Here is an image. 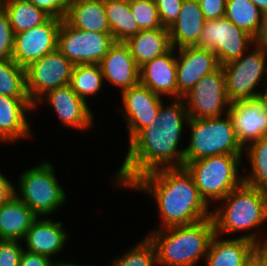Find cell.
Masks as SVG:
<instances>
[{
    "label": "cell",
    "mask_w": 267,
    "mask_h": 266,
    "mask_svg": "<svg viewBox=\"0 0 267 266\" xmlns=\"http://www.w3.org/2000/svg\"><path fill=\"white\" fill-rule=\"evenodd\" d=\"M189 119L183 98L164 107L154 122L141 129L130 141L127 156L117 171V185L129 187L140 176L162 168L184 166V150H177L183 122ZM175 160V161H174Z\"/></svg>",
    "instance_id": "1"
},
{
    "label": "cell",
    "mask_w": 267,
    "mask_h": 266,
    "mask_svg": "<svg viewBox=\"0 0 267 266\" xmlns=\"http://www.w3.org/2000/svg\"><path fill=\"white\" fill-rule=\"evenodd\" d=\"M152 194L163 225H190L211 217L192 176L184 167L160 168L137 178L130 186Z\"/></svg>",
    "instance_id": "2"
},
{
    "label": "cell",
    "mask_w": 267,
    "mask_h": 266,
    "mask_svg": "<svg viewBox=\"0 0 267 266\" xmlns=\"http://www.w3.org/2000/svg\"><path fill=\"white\" fill-rule=\"evenodd\" d=\"M161 229L154 231L148 238L154 245L157 265L165 266L196 265L200 257L207 255L215 235L211 217L190 225Z\"/></svg>",
    "instance_id": "3"
},
{
    "label": "cell",
    "mask_w": 267,
    "mask_h": 266,
    "mask_svg": "<svg viewBox=\"0 0 267 266\" xmlns=\"http://www.w3.org/2000/svg\"><path fill=\"white\" fill-rule=\"evenodd\" d=\"M220 201L223 208L211 212L216 235L256 229L267 220V189L243 182Z\"/></svg>",
    "instance_id": "4"
},
{
    "label": "cell",
    "mask_w": 267,
    "mask_h": 266,
    "mask_svg": "<svg viewBox=\"0 0 267 266\" xmlns=\"http://www.w3.org/2000/svg\"><path fill=\"white\" fill-rule=\"evenodd\" d=\"M223 118H189L191 138L184 148V162H191L221 154L242 155L243 147L238 142L233 122L228 113Z\"/></svg>",
    "instance_id": "5"
},
{
    "label": "cell",
    "mask_w": 267,
    "mask_h": 266,
    "mask_svg": "<svg viewBox=\"0 0 267 266\" xmlns=\"http://www.w3.org/2000/svg\"><path fill=\"white\" fill-rule=\"evenodd\" d=\"M241 157L242 155H215L184 162L183 167L192 176L201 197L210 205L209 199L222 200L244 182L238 171Z\"/></svg>",
    "instance_id": "6"
},
{
    "label": "cell",
    "mask_w": 267,
    "mask_h": 266,
    "mask_svg": "<svg viewBox=\"0 0 267 266\" xmlns=\"http://www.w3.org/2000/svg\"><path fill=\"white\" fill-rule=\"evenodd\" d=\"M53 171L52 164L44 162L25 171L19 178L21 197L16 190L15 196L37 216L52 214L65 202L66 194Z\"/></svg>",
    "instance_id": "7"
},
{
    "label": "cell",
    "mask_w": 267,
    "mask_h": 266,
    "mask_svg": "<svg viewBox=\"0 0 267 266\" xmlns=\"http://www.w3.org/2000/svg\"><path fill=\"white\" fill-rule=\"evenodd\" d=\"M256 49L222 65L226 95L230 103L262 97L256 92L258 82L267 74V47L255 44Z\"/></svg>",
    "instance_id": "8"
},
{
    "label": "cell",
    "mask_w": 267,
    "mask_h": 266,
    "mask_svg": "<svg viewBox=\"0 0 267 266\" xmlns=\"http://www.w3.org/2000/svg\"><path fill=\"white\" fill-rule=\"evenodd\" d=\"M255 38L226 17L205 20L198 43L200 49L212 50L222 66L240 58Z\"/></svg>",
    "instance_id": "9"
},
{
    "label": "cell",
    "mask_w": 267,
    "mask_h": 266,
    "mask_svg": "<svg viewBox=\"0 0 267 266\" xmlns=\"http://www.w3.org/2000/svg\"><path fill=\"white\" fill-rule=\"evenodd\" d=\"M114 43L111 33L80 30L62 19L57 49L74 65L99 64Z\"/></svg>",
    "instance_id": "10"
},
{
    "label": "cell",
    "mask_w": 267,
    "mask_h": 266,
    "mask_svg": "<svg viewBox=\"0 0 267 266\" xmlns=\"http://www.w3.org/2000/svg\"><path fill=\"white\" fill-rule=\"evenodd\" d=\"M73 67L74 64L56 49L25 68L26 91L34 109L47 92L69 84Z\"/></svg>",
    "instance_id": "11"
},
{
    "label": "cell",
    "mask_w": 267,
    "mask_h": 266,
    "mask_svg": "<svg viewBox=\"0 0 267 266\" xmlns=\"http://www.w3.org/2000/svg\"><path fill=\"white\" fill-rule=\"evenodd\" d=\"M188 117L195 119L220 117L228 113L230 102L226 95L225 75L220 66L216 71L203 76L183 97ZM226 110H223L225 108Z\"/></svg>",
    "instance_id": "12"
},
{
    "label": "cell",
    "mask_w": 267,
    "mask_h": 266,
    "mask_svg": "<svg viewBox=\"0 0 267 266\" xmlns=\"http://www.w3.org/2000/svg\"><path fill=\"white\" fill-rule=\"evenodd\" d=\"M62 19L50 17L43 24L15 34L12 60L26 68L30 63L57 49Z\"/></svg>",
    "instance_id": "13"
},
{
    "label": "cell",
    "mask_w": 267,
    "mask_h": 266,
    "mask_svg": "<svg viewBox=\"0 0 267 266\" xmlns=\"http://www.w3.org/2000/svg\"><path fill=\"white\" fill-rule=\"evenodd\" d=\"M228 114L243 148L246 143L267 137V104L262 97L230 103Z\"/></svg>",
    "instance_id": "14"
},
{
    "label": "cell",
    "mask_w": 267,
    "mask_h": 266,
    "mask_svg": "<svg viewBox=\"0 0 267 266\" xmlns=\"http://www.w3.org/2000/svg\"><path fill=\"white\" fill-rule=\"evenodd\" d=\"M177 98H182L205 75L216 71L221 65L212 50L196 46L178 48Z\"/></svg>",
    "instance_id": "15"
},
{
    "label": "cell",
    "mask_w": 267,
    "mask_h": 266,
    "mask_svg": "<svg viewBox=\"0 0 267 266\" xmlns=\"http://www.w3.org/2000/svg\"><path fill=\"white\" fill-rule=\"evenodd\" d=\"M121 94L124 104L123 115L128 123L130 141L141 129L154 122L162 99L140 83L121 91Z\"/></svg>",
    "instance_id": "16"
},
{
    "label": "cell",
    "mask_w": 267,
    "mask_h": 266,
    "mask_svg": "<svg viewBox=\"0 0 267 266\" xmlns=\"http://www.w3.org/2000/svg\"><path fill=\"white\" fill-rule=\"evenodd\" d=\"M256 233L245 234L233 239H211L206 261L208 266H245L255 255L258 243ZM257 239V240H256Z\"/></svg>",
    "instance_id": "17"
},
{
    "label": "cell",
    "mask_w": 267,
    "mask_h": 266,
    "mask_svg": "<svg viewBox=\"0 0 267 266\" xmlns=\"http://www.w3.org/2000/svg\"><path fill=\"white\" fill-rule=\"evenodd\" d=\"M47 96L62 124L85 130L93 124V114L85 100L80 98L70 87L64 85L47 92L39 101Z\"/></svg>",
    "instance_id": "18"
},
{
    "label": "cell",
    "mask_w": 267,
    "mask_h": 266,
    "mask_svg": "<svg viewBox=\"0 0 267 266\" xmlns=\"http://www.w3.org/2000/svg\"><path fill=\"white\" fill-rule=\"evenodd\" d=\"M104 78L122 91L140 81V68L124 42H115L99 63Z\"/></svg>",
    "instance_id": "19"
},
{
    "label": "cell",
    "mask_w": 267,
    "mask_h": 266,
    "mask_svg": "<svg viewBox=\"0 0 267 266\" xmlns=\"http://www.w3.org/2000/svg\"><path fill=\"white\" fill-rule=\"evenodd\" d=\"M174 47L140 67V81L155 94L177 98V63ZM162 94V95H161Z\"/></svg>",
    "instance_id": "20"
},
{
    "label": "cell",
    "mask_w": 267,
    "mask_h": 266,
    "mask_svg": "<svg viewBox=\"0 0 267 266\" xmlns=\"http://www.w3.org/2000/svg\"><path fill=\"white\" fill-rule=\"evenodd\" d=\"M34 110L29 98L0 95V142L18 141L30 136V125L25 111Z\"/></svg>",
    "instance_id": "21"
},
{
    "label": "cell",
    "mask_w": 267,
    "mask_h": 266,
    "mask_svg": "<svg viewBox=\"0 0 267 266\" xmlns=\"http://www.w3.org/2000/svg\"><path fill=\"white\" fill-rule=\"evenodd\" d=\"M62 222H52L50 219L38 217L27 230L23 239L27 244V251L49 257L62 250L68 235L62 228Z\"/></svg>",
    "instance_id": "22"
},
{
    "label": "cell",
    "mask_w": 267,
    "mask_h": 266,
    "mask_svg": "<svg viewBox=\"0 0 267 266\" xmlns=\"http://www.w3.org/2000/svg\"><path fill=\"white\" fill-rule=\"evenodd\" d=\"M204 22L198 0H184L176 21L168 28L172 47L195 46Z\"/></svg>",
    "instance_id": "23"
},
{
    "label": "cell",
    "mask_w": 267,
    "mask_h": 266,
    "mask_svg": "<svg viewBox=\"0 0 267 266\" xmlns=\"http://www.w3.org/2000/svg\"><path fill=\"white\" fill-rule=\"evenodd\" d=\"M64 20L80 30L110 33L103 0H70Z\"/></svg>",
    "instance_id": "24"
},
{
    "label": "cell",
    "mask_w": 267,
    "mask_h": 266,
    "mask_svg": "<svg viewBox=\"0 0 267 266\" xmlns=\"http://www.w3.org/2000/svg\"><path fill=\"white\" fill-rule=\"evenodd\" d=\"M124 43L128 46L139 68L172 48L169 30L165 27L140 30Z\"/></svg>",
    "instance_id": "25"
},
{
    "label": "cell",
    "mask_w": 267,
    "mask_h": 266,
    "mask_svg": "<svg viewBox=\"0 0 267 266\" xmlns=\"http://www.w3.org/2000/svg\"><path fill=\"white\" fill-rule=\"evenodd\" d=\"M38 216L15 195L0 205V240H21Z\"/></svg>",
    "instance_id": "26"
},
{
    "label": "cell",
    "mask_w": 267,
    "mask_h": 266,
    "mask_svg": "<svg viewBox=\"0 0 267 266\" xmlns=\"http://www.w3.org/2000/svg\"><path fill=\"white\" fill-rule=\"evenodd\" d=\"M110 33L115 42H125L140 29L131 13L129 1L103 0Z\"/></svg>",
    "instance_id": "27"
},
{
    "label": "cell",
    "mask_w": 267,
    "mask_h": 266,
    "mask_svg": "<svg viewBox=\"0 0 267 266\" xmlns=\"http://www.w3.org/2000/svg\"><path fill=\"white\" fill-rule=\"evenodd\" d=\"M1 7L10 19L14 35L39 26L50 18L29 0H1Z\"/></svg>",
    "instance_id": "28"
},
{
    "label": "cell",
    "mask_w": 267,
    "mask_h": 266,
    "mask_svg": "<svg viewBox=\"0 0 267 266\" xmlns=\"http://www.w3.org/2000/svg\"><path fill=\"white\" fill-rule=\"evenodd\" d=\"M263 12L250 0H227L225 15L237 27L257 37L263 19Z\"/></svg>",
    "instance_id": "29"
},
{
    "label": "cell",
    "mask_w": 267,
    "mask_h": 266,
    "mask_svg": "<svg viewBox=\"0 0 267 266\" xmlns=\"http://www.w3.org/2000/svg\"><path fill=\"white\" fill-rule=\"evenodd\" d=\"M104 76L99 64L74 65L69 85L83 100L96 95L104 83Z\"/></svg>",
    "instance_id": "30"
},
{
    "label": "cell",
    "mask_w": 267,
    "mask_h": 266,
    "mask_svg": "<svg viewBox=\"0 0 267 266\" xmlns=\"http://www.w3.org/2000/svg\"><path fill=\"white\" fill-rule=\"evenodd\" d=\"M0 95L29 98L26 91L25 68L12 59L0 60Z\"/></svg>",
    "instance_id": "31"
},
{
    "label": "cell",
    "mask_w": 267,
    "mask_h": 266,
    "mask_svg": "<svg viewBox=\"0 0 267 266\" xmlns=\"http://www.w3.org/2000/svg\"><path fill=\"white\" fill-rule=\"evenodd\" d=\"M249 144L246 152L251 163L252 175L244 176V183L267 189V137Z\"/></svg>",
    "instance_id": "32"
},
{
    "label": "cell",
    "mask_w": 267,
    "mask_h": 266,
    "mask_svg": "<svg viewBox=\"0 0 267 266\" xmlns=\"http://www.w3.org/2000/svg\"><path fill=\"white\" fill-rule=\"evenodd\" d=\"M130 10L140 30L163 27L155 0H129Z\"/></svg>",
    "instance_id": "33"
},
{
    "label": "cell",
    "mask_w": 267,
    "mask_h": 266,
    "mask_svg": "<svg viewBox=\"0 0 267 266\" xmlns=\"http://www.w3.org/2000/svg\"><path fill=\"white\" fill-rule=\"evenodd\" d=\"M137 245L123 257L115 260L113 266H154L157 264L156 251L148 237Z\"/></svg>",
    "instance_id": "34"
},
{
    "label": "cell",
    "mask_w": 267,
    "mask_h": 266,
    "mask_svg": "<svg viewBox=\"0 0 267 266\" xmlns=\"http://www.w3.org/2000/svg\"><path fill=\"white\" fill-rule=\"evenodd\" d=\"M14 36L10 19L0 6V60L12 59Z\"/></svg>",
    "instance_id": "35"
},
{
    "label": "cell",
    "mask_w": 267,
    "mask_h": 266,
    "mask_svg": "<svg viewBox=\"0 0 267 266\" xmlns=\"http://www.w3.org/2000/svg\"><path fill=\"white\" fill-rule=\"evenodd\" d=\"M184 0H155L163 27L169 28L177 19Z\"/></svg>",
    "instance_id": "36"
},
{
    "label": "cell",
    "mask_w": 267,
    "mask_h": 266,
    "mask_svg": "<svg viewBox=\"0 0 267 266\" xmlns=\"http://www.w3.org/2000/svg\"><path fill=\"white\" fill-rule=\"evenodd\" d=\"M23 250L19 240H0V266H18Z\"/></svg>",
    "instance_id": "37"
},
{
    "label": "cell",
    "mask_w": 267,
    "mask_h": 266,
    "mask_svg": "<svg viewBox=\"0 0 267 266\" xmlns=\"http://www.w3.org/2000/svg\"><path fill=\"white\" fill-rule=\"evenodd\" d=\"M50 17L64 19L70 0H29Z\"/></svg>",
    "instance_id": "38"
},
{
    "label": "cell",
    "mask_w": 267,
    "mask_h": 266,
    "mask_svg": "<svg viewBox=\"0 0 267 266\" xmlns=\"http://www.w3.org/2000/svg\"><path fill=\"white\" fill-rule=\"evenodd\" d=\"M227 0H198L205 20L222 18Z\"/></svg>",
    "instance_id": "39"
},
{
    "label": "cell",
    "mask_w": 267,
    "mask_h": 266,
    "mask_svg": "<svg viewBox=\"0 0 267 266\" xmlns=\"http://www.w3.org/2000/svg\"><path fill=\"white\" fill-rule=\"evenodd\" d=\"M51 263L49 257L23 250L18 266H50Z\"/></svg>",
    "instance_id": "40"
},
{
    "label": "cell",
    "mask_w": 267,
    "mask_h": 266,
    "mask_svg": "<svg viewBox=\"0 0 267 266\" xmlns=\"http://www.w3.org/2000/svg\"><path fill=\"white\" fill-rule=\"evenodd\" d=\"M14 195L15 187L0 173V205L9 201Z\"/></svg>",
    "instance_id": "41"
},
{
    "label": "cell",
    "mask_w": 267,
    "mask_h": 266,
    "mask_svg": "<svg viewBox=\"0 0 267 266\" xmlns=\"http://www.w3.org/2000/svg\"><path fill=\"white\" fill-rule=\"evenodd\" d=\"M266 239L261 244L258 241V243L255 245L254 257L261 263L262 266H267V240Z\"/></svg>",
    "instance_id": "42"
},
{
    "label": "cell",
    "mask_w": 267,
    "mask_h": 266,
    "mask_svg": "<svg viewBox=\"0 0 267 266\" xmlns=\"http://www.w3.org/2000/svg\"><path fill=\"white\" fill-rule=\"evenodd\" d=\"M255 43L267 47V13L263 14L262 25L255 38Z\"/></svg>",
    "instance_id": "43"
},
{
    "label": "cell",
    "mask_w": 267,
    "mask_h": 266,
    "mask_svg": "<svg viewBox=\"0 0 267 266\" xmlns=\"http://www.w3.org/2000/svg\"><path fill=\"white\" fill-rule=\"evenodd\" d=\"M256 5L263 13H267V0H250Z\"/></svg>",
    "instance_id": "44"
},
{
    "label": "cell",
    "mask_w": 267,
    "mask_h": 266,
    "mask_svg": "<svg viewBox=\"0 0 267 266\" xmlns=\"http://www.w3.org/2000/svg\"><path fill=\"white\" fill-rule=\"evenodd\" d=\"M50 266H83V265H78V264H73V263H68V262H56V263H51Z\"/></svg>",
    "instance_id": "45"
},
{
    "label": "cell",
    "mask_w": 267,
    "mask_h": 266,
    "mask_svg": "<svg viewBox=\"0 0 267 266\" xmlns=\"http://www.w3.org/2000/svg\"><path fill=\"white\" fill-rule=\"evenodd\" d=\"M245 266H262V265L255 257H253Z\"/></svg>",
    "instance_id": "46"
},
{
    "label": "cell",
    "mask_w": 267,
    "mask_h": 266,
    "mask_svg": "<svg viewBox=\"0 0 267 266\" xmlns=\"http://www.w3.org/2000/svg\"><path fill=\"white\" fill-rule=\"evenodd\" d=\"M267 84V83H266ZM266 89H264L265 93L262 94V98L265 100L266 104H267V86L265 87Z\"/></svg>",
    "instance_id": "47"
}]
</instances>
